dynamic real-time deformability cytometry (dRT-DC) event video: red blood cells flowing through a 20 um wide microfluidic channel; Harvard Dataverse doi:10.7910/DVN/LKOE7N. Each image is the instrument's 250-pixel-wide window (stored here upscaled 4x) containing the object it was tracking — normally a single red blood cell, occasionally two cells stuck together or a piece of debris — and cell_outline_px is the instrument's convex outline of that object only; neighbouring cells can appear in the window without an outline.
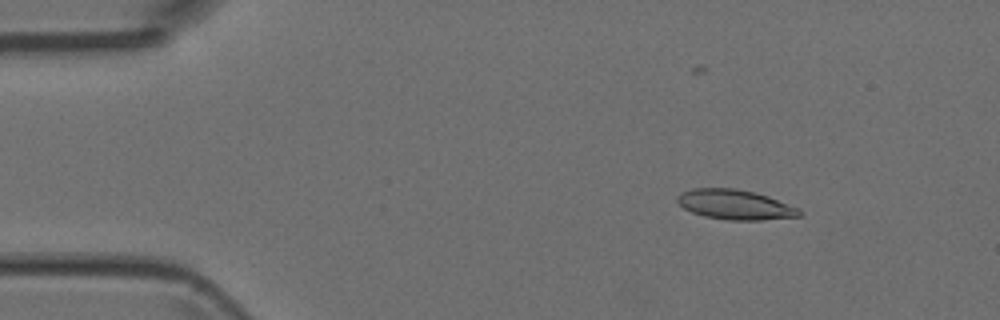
{"species": "Egyptian fruit bat (a non-hibernating species)", "species_latin": "Rousettus aegyptiacus", "temperature_condition": "room temperature", "stored_images_in_passage": 3, "camera_frame_rate_fps": 3000, "um_per_image_px": 0.085, "animal": {"sex": "female"}, "frame": {"image": 1, "passage_image": 1, "time_ms": 0.0, "image_size_px": [1000, 320], "cell_outline_px": [[800, 216], [760, 220], [728, 220], [704, 216], [692, 212], [684, 208], [676, 200], [676, 196], [680, 192], [692, 188], [736, 188], [756, 192], [768, 196], [800, 208]], "centroid_in_image_um": [62.46, 17.38], "position_along_channel_um": 22.5, "area_um2": 21.33}}